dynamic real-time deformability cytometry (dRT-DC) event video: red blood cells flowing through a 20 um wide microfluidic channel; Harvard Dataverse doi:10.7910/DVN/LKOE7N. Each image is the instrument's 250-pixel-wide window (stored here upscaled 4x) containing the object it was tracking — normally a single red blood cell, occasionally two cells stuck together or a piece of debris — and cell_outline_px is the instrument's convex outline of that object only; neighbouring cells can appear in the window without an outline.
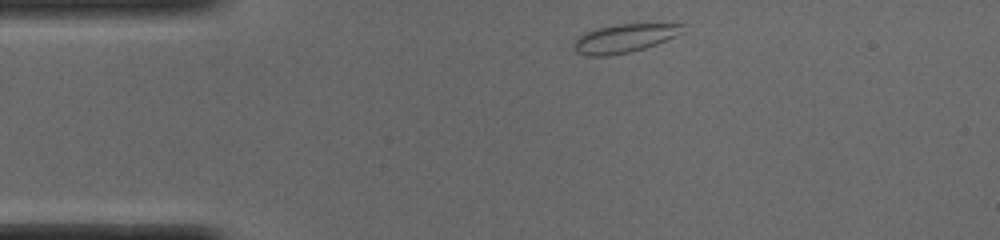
{"species": "common noctule bat (a hibernating species)", "species_latin": "Nyctalus noctula", "temperature_condition": "cold", "stored_images_in_passage": 43, "camera_frame_rate_fps": 3000, "um_per_image_px": 0.085, "animal": {"sex": "male", "body_mass_g": 19.0, "forearm_length_mm": 50.8}, "frame": {"image": 1, "passage_image": 1, "time_ms": 0.0, "image_size_px": [1000, 240], "cell_outline_px": [[684, 32], [676, 36], [656, 44], [644, 48], [628, 52], [608, 56], [588, 56], [576, 52], [572, 48], [572, 44], [580, 36], [596, 28], [616, 24], [684, 24]], "centroid_in_image_um": [53.06, 3.26], "position_along_channel_um": 31.9, "area_um2": 17.98}}
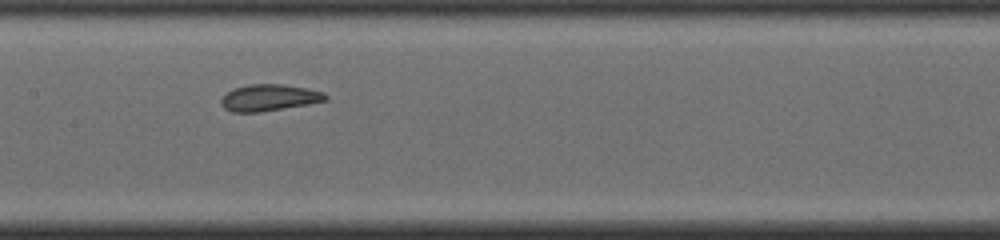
{"frame": {"image": 2, "passage_image": 16, "time_ms": 5.0, "image_size_px": [1000, 240], "cell_outline_px": [[328, 100], [308, 104], [260, 112], [232, 112], [224, 108], [220, 100], [232, 88], [248, 84], [284, 84], [308, 88], [324, 92], [328, 96]], "centroid_in_image_um": [22.9, 8.29], "position_along_channel_um": 184.5, "area_um2": 16.24}}
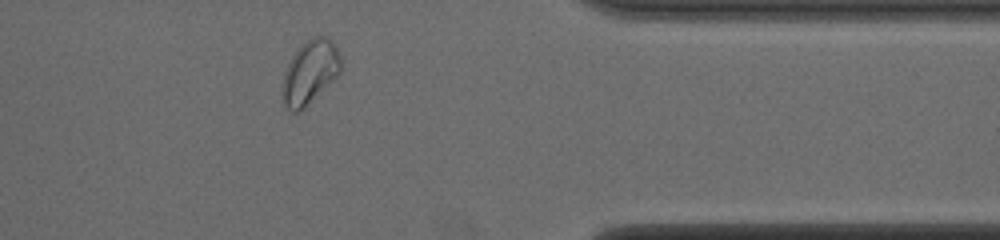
{"frame": {"image": 3, "passage_image": 33, "time_ms": 10.667, "image_size_px": [1000, 240], "cell_outline_px": [[340, 72], [332, 80], [296, 112], [292, 112], [284, 104], [284, 72], [296, 48], [300, 44], [312, 36], [328, 36], [336, 44], [340, 56]], "centroid_in_image_um": [26.36, 6.01], "position_along_channel_um": 385.0, "area_um2": 20.92}, "authors_computed_cell_mechanics": {"area_um2": 17.2822, "velocity_mm_per_s": 3.8546, "shape_relaxation_time_tau1_ms": 9.9017, "shape_relaxation_time_tau2_ms": 1.5043, "deformation_change_tau1": 0.1833, "deformation_change_tau2": 0.0495}}